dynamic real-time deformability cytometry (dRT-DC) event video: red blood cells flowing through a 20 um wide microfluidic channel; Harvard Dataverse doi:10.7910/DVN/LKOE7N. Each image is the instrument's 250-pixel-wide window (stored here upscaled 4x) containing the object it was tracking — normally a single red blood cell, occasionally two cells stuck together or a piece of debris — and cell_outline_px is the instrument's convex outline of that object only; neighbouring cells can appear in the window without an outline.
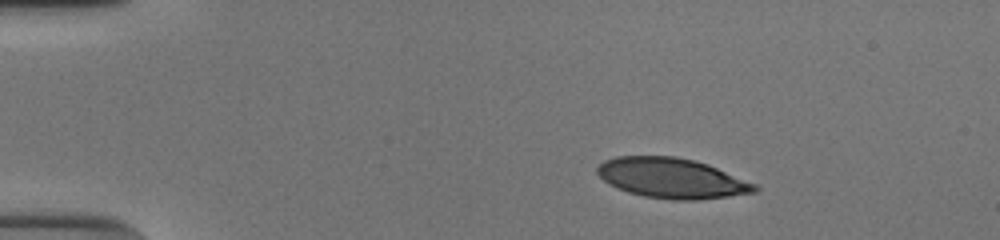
{"species": "human", "species_latin": "Homo sapiens", "temperature_condition": "cold", "stored_images_in_passage": 45, "camera_frame_rate_fps": 3000, "um_per_image_px": 0.085, "donor": {"sex": "male"}, "frame": {"image": 1, "passage_image": 1, "time_ms": 0.0, "image_size_px": [1000, 240], "cell_outline_px": [[760, 188], [756, 192], [728, 196], [692, 200], [672, 200], [644, 196], [628, 192], [616, 188], [608, 184], [596, 172], [596, 168], [604, 160], [616, 156], [676, 156], [708, 164], [756, 184]], "centroid_in_image_um": [57.08, 15.14], "position_along_channel_um": 27.9, "area_um2": 36.76}}
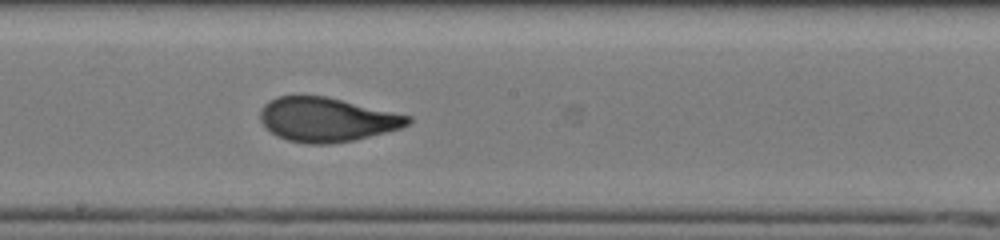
{"frame": {"image": 2, "passage_image": 22, "time_ms": 7.0, "image_size_px": [1000, 240], "cell_outline_px": [[412, 120], [408, 124], [400, 128], [356, 140], [328, 144], [308, 144], [288, 140], [276, 136], [260, 120], [260, 108], [268, 100], [276, 96], [328, 96], [412, 116]], "centroid_in_image_um": [27.78, 10.15], "position_along_channel_um": 220.4, "area_um2": 38.15}}
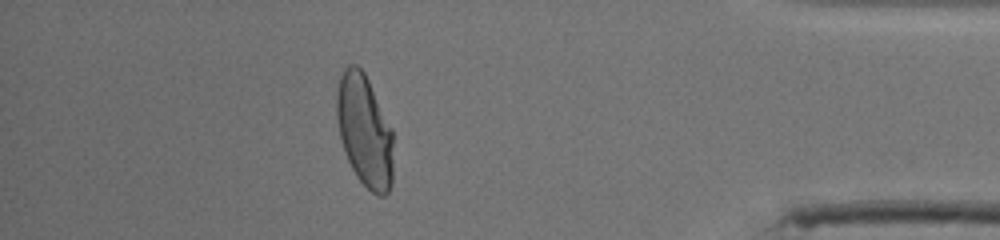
{"frame": {"image": 3, "passage_image": 39, "time_ms": 12.667, "image_size_px": [1000, 240], "cell_outline_px": [[392, 184], [388, 192], [384, 196], [376, 196], [356, 176], [348, 160], [340, 136], [336, 120], [336, 92], [340, 76], [344, 68], [348, 64], [356, 64], [364, 72], [392, 128]], "centroid_in_image_um": [30.98, 11.1], "position_along_channel_um": 404.2, "area_um2": 36.93}, "authors_computed_cell_mechanics": {"area_um2": 38.148, "velocity_mm_per_s": 3.8906, "shape_relaxation_time_tau1_ms": 5.2734, "shape_relaxation_time_tau2_ms": 0.8536, "deformation_change_tau1": 0.2225, "deformation_change_tau2": 0.0739}}